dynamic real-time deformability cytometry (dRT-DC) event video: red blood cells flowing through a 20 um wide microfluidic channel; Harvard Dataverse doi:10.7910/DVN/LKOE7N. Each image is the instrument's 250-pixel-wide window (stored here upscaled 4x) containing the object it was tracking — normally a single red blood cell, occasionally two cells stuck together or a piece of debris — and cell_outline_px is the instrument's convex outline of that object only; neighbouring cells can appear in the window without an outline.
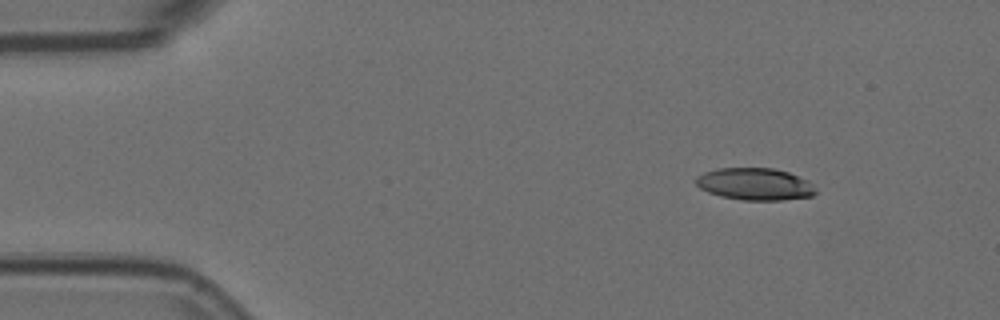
{"species": "Egyptian fruit bat (a non-hibernating species)", "species_latin": "Rousettus aegyptiacus", "temperature_condition": "room temperature", "stored_images_in_passage": 8, "camera_frame_rate_fps": 3000, "um_per_image_px": 0.085, "animal": {"sex": "female"}, "frame": {"image": 1, "passage_image": 1, "time_ms": 0.0, "image_size_px": [1000, 320], "cell_outline_px": [[816, 192], [812, 196], [784, 200], [744, 200], [720, 196], [708, 192], [700, 188], [692, 180], [696, 176], [704, 172], [716, 168], [772, 168], [788, 172], [808, 180], [812, 184]], "centroid_in_image_um": [64.13, 15.64], "position_along_channel_um": 20.9, "area_um2": 22.54}}
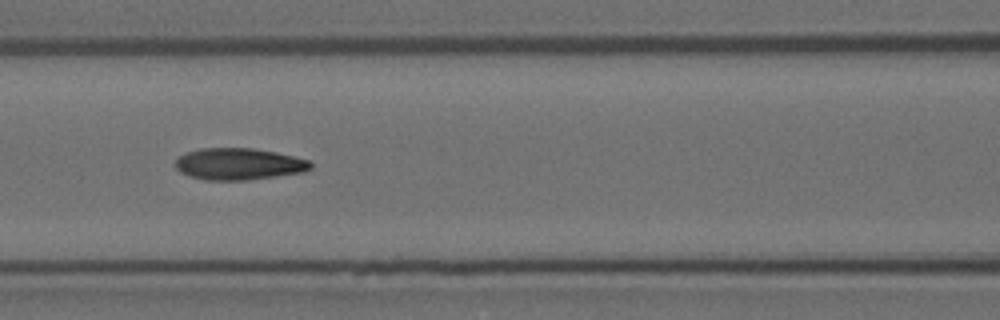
{"frame": {"image": 2, "passage_image": 6, "time_ms": 1.667, "image_size_px": [1000, 320], "cell_outline_px": [[312, 168], [304, 172], [248, 180], [204, 180], [188, 176], [180, 172], [176, 168], [176, 160], [180, 156], [188, 152], [200, 148], [252, 148], [276, 152], [308, 160], [312, 164]], "centroid_in_image_um": [20.29, 13.95], "position_along_channel_um": 146.3, "area_um2": 24.97}}
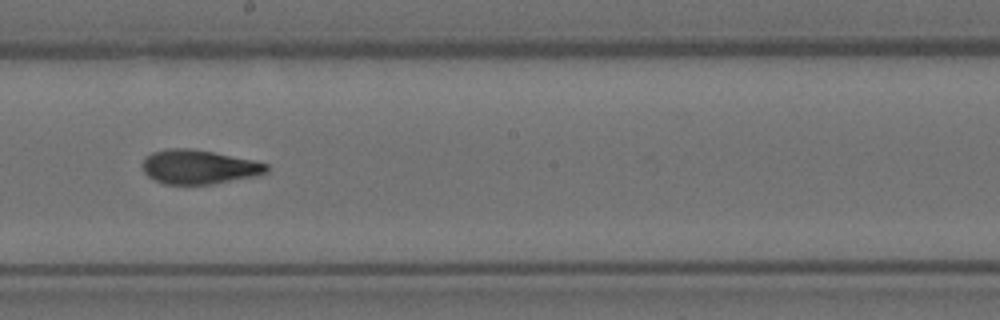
{"frame": {"image": 3, "passage_image": 8, "time_ms": 2.333, "image_size_px": [1000, 320], "cell_outline_px": [[268, 172], [256, 176], [212, 184], [164, 184], [152, 180], [144, 172], [140, 164], [144, 156], [152, 152], [168, 148], [188, 148], [212, 152], [252, 160], [268, 164]], "centroid_in_image_um": [16.84, 14.19], "position_along_channel_um": 231.4, "area_um2": 24.85}}